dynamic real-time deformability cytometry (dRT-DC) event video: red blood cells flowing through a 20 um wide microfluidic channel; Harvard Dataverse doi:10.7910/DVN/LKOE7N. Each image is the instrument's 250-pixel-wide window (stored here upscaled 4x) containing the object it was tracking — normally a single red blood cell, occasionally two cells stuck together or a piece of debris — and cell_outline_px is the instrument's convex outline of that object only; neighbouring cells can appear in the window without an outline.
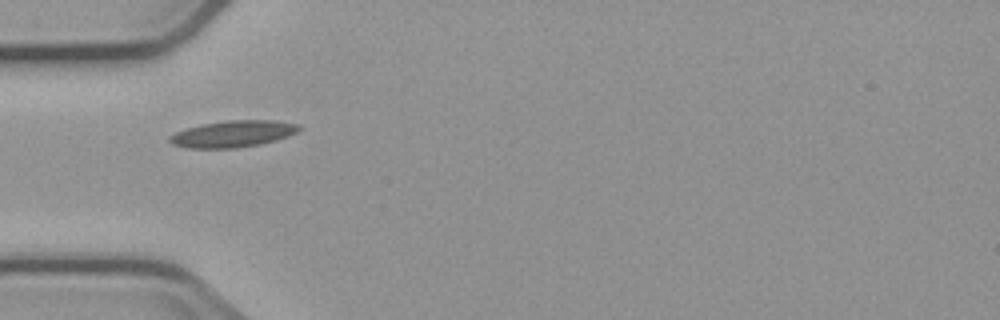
{"species": "common noctule bat (a hibernating species)", "species_latin": "Nyctalus noctula", "temperature_condition": "cold", "stored_images_in_passage": 10, "camera_frame_rate_fps": 3000, "um_per_image_px": 0.085, "animal": {"sex": "male", "body_mass_g": 23.1, "forearm_length_mm": 52.7}, "frame": {"image": 1, "passage_image": 1, "time_ms": 0.0, "image_size_px": [1000, 320], "cell_outline_px": [[304, 128], [288, 136], [276, 140], [260, 144], [236, 148], [188, 148], [172, 144], [168, 140], [168, 136], [176, 132], [200, 124], [228, 120], [276, 120], [300, 124]], "centroid_in_image_um": [19.83, 11.37], "position_along_channel_um": 65.2, "area_um2": 20.23}}
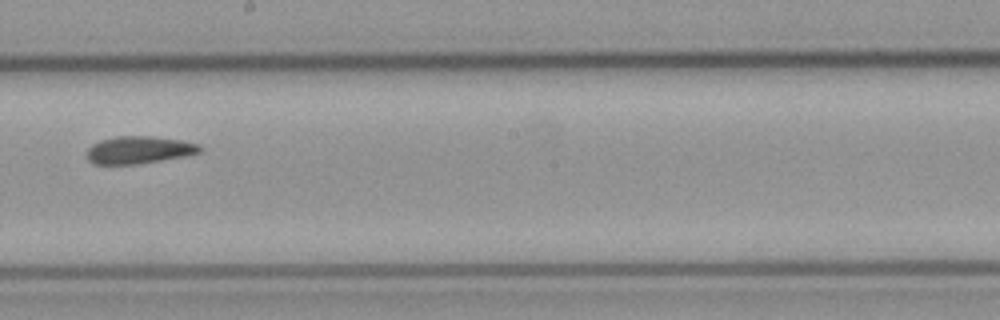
{"frame": {"image": 2, "passage_image": 5, "time_ms": 4.667, "image_size_px": [1000, 320], "cell_outline_px": [[204, 148], [200, 152], [188, 156], [140, 164], [92, 164], [88, 160], [88, 148], [92, 144], [100, 140], [116, 136], [152, 136], [180, 140], [200, 144]], "centroid_in_image_um": [11.85, 12.75], "position_along_channel_um": 236.3, "area_um2": 18.32}}
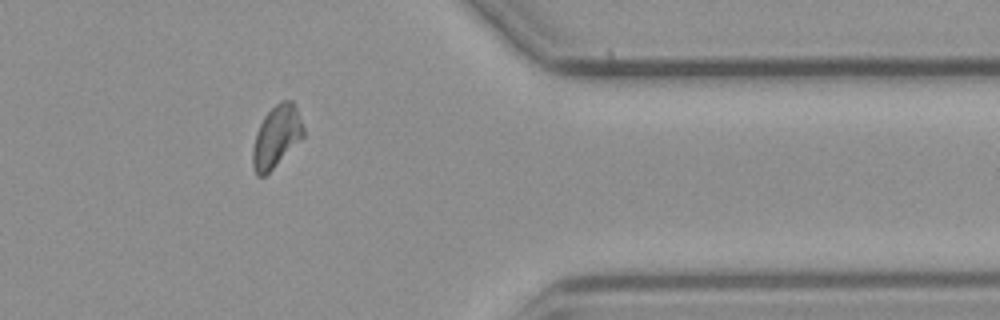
{"frame": {"image": 3, "passage_image": 9, "time_ms": 9.333, "image_size_px": [1000, 320], "cell_outline_px": [[304, 136], [264, 176], [256, 176], [252, 164], [252, 148], [256, 132], [264, 116], [280, 100], [292, 100], [296, 108], [304, 128]], "centroid_in_image_um": [23.47, 11.59], "position_along_channel_um": 387.9, "area_um2": 17.98}, "authors_computed_cell_mechanics": {"area_um2": 18.2937, "velocity_mm_per_s": 3.6615, "shape_relaxation_time_tau1_ms": null, "shape_relaxation_time_tau2_ms": 2.4263, "deformation_change_tau1": null, "deformation_change_tau2": 0.0566}}